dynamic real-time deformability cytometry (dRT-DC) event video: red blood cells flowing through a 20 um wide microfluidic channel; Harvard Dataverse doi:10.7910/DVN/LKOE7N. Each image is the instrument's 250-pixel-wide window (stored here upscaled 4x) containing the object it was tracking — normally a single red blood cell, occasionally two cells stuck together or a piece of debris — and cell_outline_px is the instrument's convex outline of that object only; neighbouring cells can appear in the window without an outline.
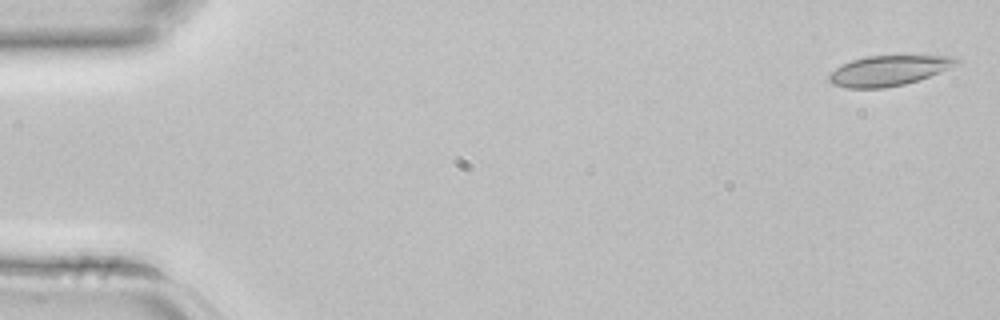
{"species": "common noctule bat (a hibernating species)", "species_latin": "Nyctalus noctula", "temperature_condition": "room temperature", "stored_images_in_passage": 4, "camera_frame_rate_fps": 3000, "um_per_image_px": 0.085, "animal": {"sex": "female", "body_mass_g": 22.7, "forearm_length_mm": 54.2}, "frame": {"image": 1, "passage_image": 1, "time_ms": 0.0, "image_size_px": [1000, 320], "cell_outline_px": [[960, 64], [920, 80], [904, 84], [884, 88], [848, 88], [832, 84], [828, 80], [828, 76], [836, 68], [852, 60], [864, 56], [952, 56], [960, 60]], "centroid_in_image_um": [75.56, 6.0], "position_along_channel_um": 9.4, "area_um2": 22.37}}
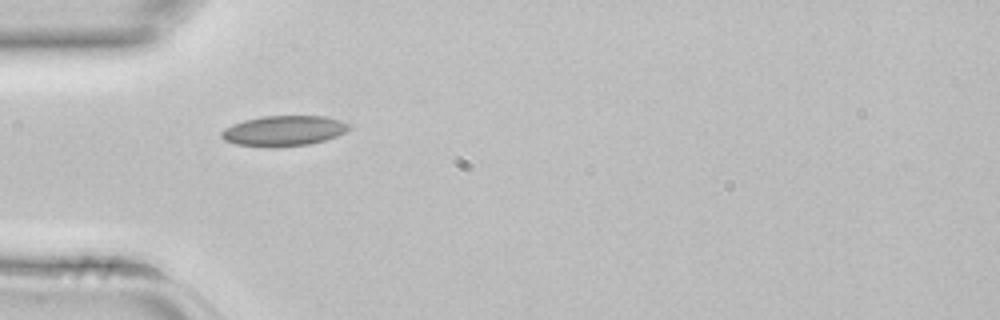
{"frame": {"image": 2, "passage_image": 4, "time_ms": 1.0, "image_size_px": [1000, 320], "cell_outline_px": [[352, 128], [336, 136], [324, 140], [308, 144], [272, 148], [236, 144], [224, 140], [220, 136], [220, 132], [224, 128], [232, 124], [244, 120], [264, 116], [324, 116], [340, 120], [352, 124]], "centroid_in_image_um": [24.11, 11.12], "position_along_channel_um": 60.9, "area_um2": 22.72}}